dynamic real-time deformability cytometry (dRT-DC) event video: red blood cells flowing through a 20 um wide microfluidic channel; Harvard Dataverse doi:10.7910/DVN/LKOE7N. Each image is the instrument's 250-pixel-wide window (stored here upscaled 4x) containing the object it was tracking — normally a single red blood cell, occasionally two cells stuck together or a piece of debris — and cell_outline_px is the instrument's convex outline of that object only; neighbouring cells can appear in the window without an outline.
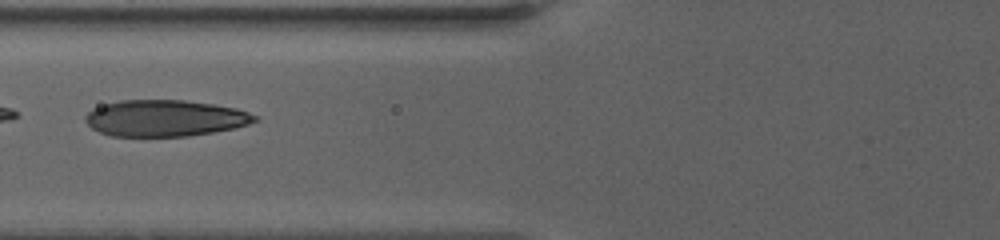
{"species": "human", "species_latin": "Homo sapiens", "temperature_condition": "warm", "stored_images_in_passage": 24, "camera_frame_rate_fps": 3000, "um_per_image_px": 0.085, "donor": {"sex": "female"}, "frame": {"image": 1, "passage_image": 8, "time_ms": 4.333, "image_size_px": [1000, 240], "cell_outline_px": [[260, 120], [236, 128], [188, 136], [112, 136], [100, 132], [92, 128], [84, 120], [84, 116], [92, 108], [104, 104], [120, 100], [184, 100], [212, 104], [236, 108], [248, 112], [256, 116]], "centroid_in_image_um": [14.01, 10.04], "position_along_channel_um": 111.8, "area_um2": 36.01}}
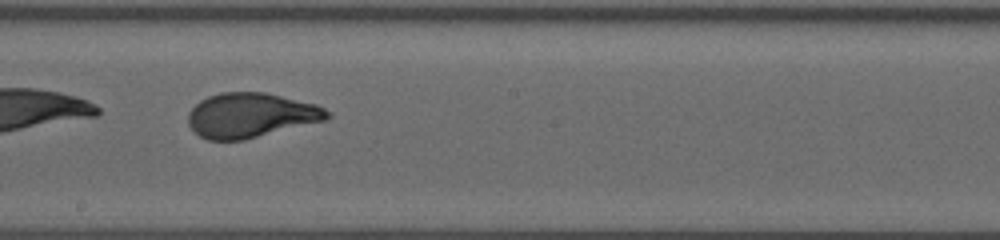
{"frame": {"image": 2, "passage_image": 13, "time_ms": 8.0, "image_size_px": [1000, 240], "cell_outline_px": [[332, 116], [328, 120], [244, 140], [208, 140], [200, 136], [188, 124], [188, 112], [200, 100], [208, 96], [220, 92], [264, 92], [316, 104], [332, 112]], "centroid_in_image_um": [21.35, 9.8], "position_along_channel_um": 226.8, "area_um2": 36.41}}
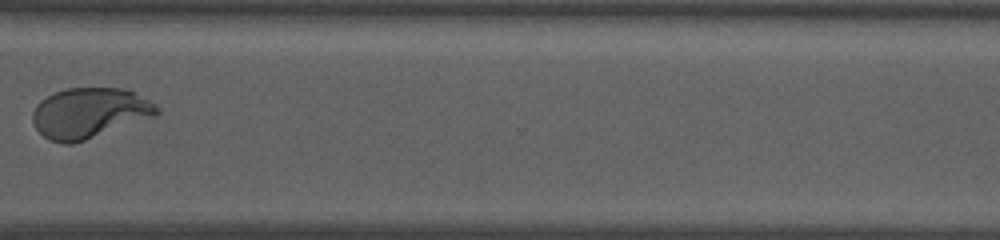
{"frame": {"image": 3, "passage_image": 19, "time_ms": 12.333, "image_size_px": [1000, 240], "cell_outline_px": [[160, 112], [156, 116], [72, 144], [64, 144], [48, 140], [36, 128], [32, 120], [32, 112], [36, 104], [40, 100], [56, 92], [68, 88], [120, 88], [132, 92], [148, 100], [160, 108]], "centroid_in_image_um": [7.57, 9.61], "position_along_channel_um": 363.0, "area_um2": 36.18}, "authors_computed_cell_mechanics": {"area_um2": 36.8186, "velocity_mm_per_s": 3.1372, "shape_relaxation_time_tau1_ms": 4.6421, "shape_relaxation_time_tau2_ms": null, "deformation_change_tau1": 0.2082, "deformation_change_tau2": null}}